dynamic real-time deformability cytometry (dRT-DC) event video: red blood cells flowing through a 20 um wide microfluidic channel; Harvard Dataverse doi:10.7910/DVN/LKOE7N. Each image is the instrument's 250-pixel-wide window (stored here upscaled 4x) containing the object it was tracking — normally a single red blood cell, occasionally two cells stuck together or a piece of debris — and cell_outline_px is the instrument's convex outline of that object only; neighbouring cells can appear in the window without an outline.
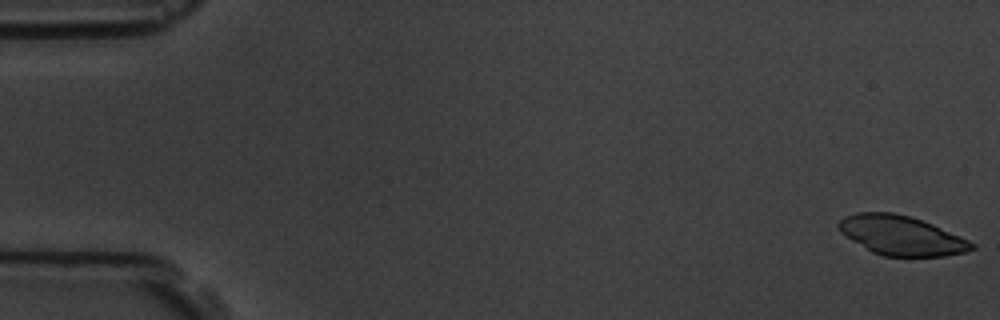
{"species": "common noctule bat (a hibernating species)", "species_latin": "Nyctalus noctula", "temperature_condition": "room temperature", "stored_images_in_passage": 4, "camera_frame_rate_fps": 3000, "um_per_image_px": 0.085, "animal": {"sex": "male", "body_mass_g": 19.5, "forearm_length_mm": 54.6}, "frame": {"image": 1, "passage_image": 1, "time_ms": 0.0, "image_size_px": [1000, 320], "cell_outline_px": [[976, 248], [964, 252], [944, 256], [884, 256], [872, 252], [852, 240], [840, 232], [836, 228], [836, 224], [844, 216], [856, 212], [892, 212], [908, 216], [932, 224], [968, 240], [976, 244]], "centroid_in_image_um": [76.57, 20.01], "position_along_channel_um": 8.4, "area_um2": 30.4}}